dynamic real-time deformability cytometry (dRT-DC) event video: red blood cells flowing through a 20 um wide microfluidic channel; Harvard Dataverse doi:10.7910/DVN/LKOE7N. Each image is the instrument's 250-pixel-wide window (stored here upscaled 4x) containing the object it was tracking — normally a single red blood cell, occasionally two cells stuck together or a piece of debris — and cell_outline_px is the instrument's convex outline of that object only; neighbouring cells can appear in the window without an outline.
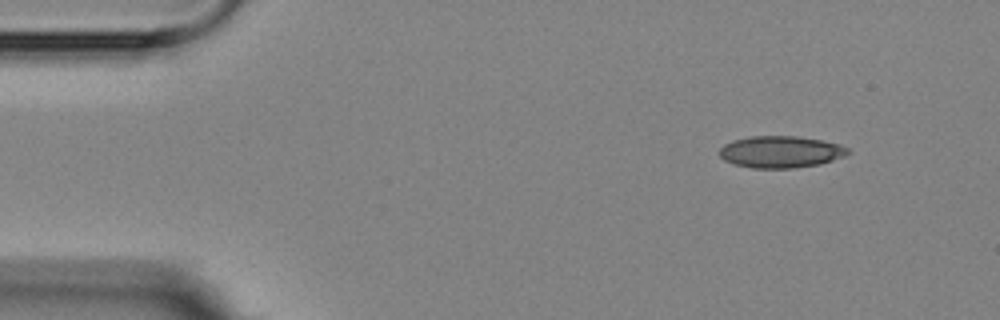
{"species": "Egyptian fruit bat (a non-hibernating species)", "species_latin": "Rousettus aegyptiacus", "temperature_condition": "room temperature", "stored_images_in_passage": 5, "segment_of_instrument_passage": [2, 2], "camera_frame_rate_fps": 3000, "um_per_image_px": 0.085, "animal": {"sex": "female"}, "frame": {"image": 1, "passage_image": 5, "time_ms": 5.333, "image_size_px": [1000, 320], "cell_outline_px": [[852, 152], [844, 156], [820, 164], [792, 168], [752, 168], [732, 164], [724, 160], [720, 156], [720, 148], [724, 144], [732, 140], [752, 136], [796, 136], [820, 140], [840, 144], [848, 148]], "centroid_in_image_um": [66.35, 12.91], "position_along_channel_um": 18.7, "area_um2": 23.87}}